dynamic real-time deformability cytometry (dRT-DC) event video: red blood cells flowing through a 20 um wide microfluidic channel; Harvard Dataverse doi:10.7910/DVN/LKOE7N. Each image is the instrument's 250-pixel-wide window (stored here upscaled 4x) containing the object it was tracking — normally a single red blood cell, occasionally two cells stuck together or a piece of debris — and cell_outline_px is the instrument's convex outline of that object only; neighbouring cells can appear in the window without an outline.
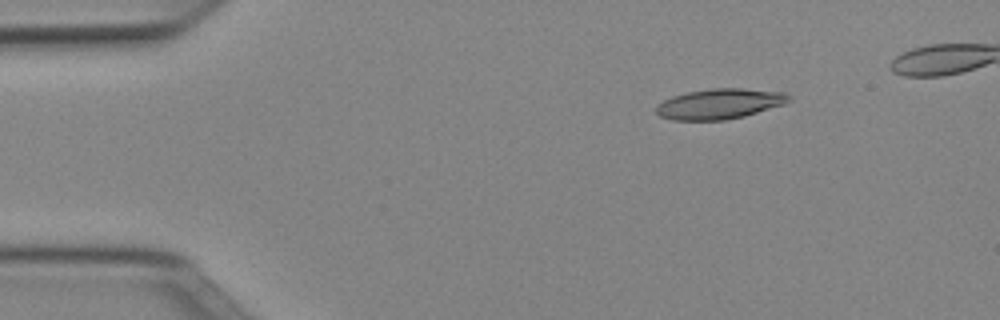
{"species": "Egyptian fruit bat (a non-hibernating species)", "species_latin": "Rousettus aegyptiacus", "temperature_condition": "cold", "stored_images_in_passage": 40, "camera_frame_rate_fps": 3000, "um_per_image_px": 0.085, "animal": {"sex": "female"}, "frame": {"image": 1, "passage_image": 1, "time_ms": 0.0, "image_size_px": [1000, 320], "cell_outline_px": [[792, 100], [784, 104], [744, 116], [724, 120], [672, 120], [660, 116], [656, 112], [656, 108], [664, 100], [672, 96], [688, 92], [712, 88], [740, 88], [784, 92], [792, 96]], "centroid_in_image_um": [61.2, 8.82], "position_along_channel_um": 23.8, "area_um2": 23.35}}
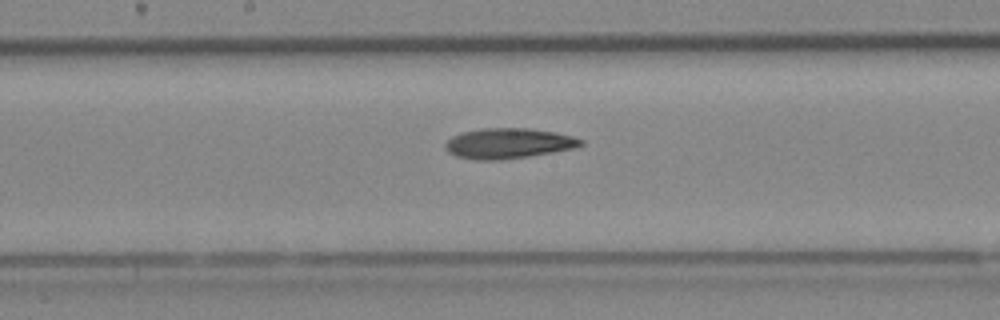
{"frame": {"image": 2, "passage_image": 20, "time_ms": 6.333, "image_size_px": [1000, 320], "cell_outline_px": [[584, 144], [576, 148], [528, 156], [500, 160], [476, 160], [456, 156], [448, 152], [444, 148], [444, 144], [452, 136], [464, 132], [480, 128], [528, 128], [556, 132], [572, 136], [584, 140]], "centroid_in_image_um": [43.22, 12.18], "position_along_channel_um": 205.0, "area_um2": 24.04}}
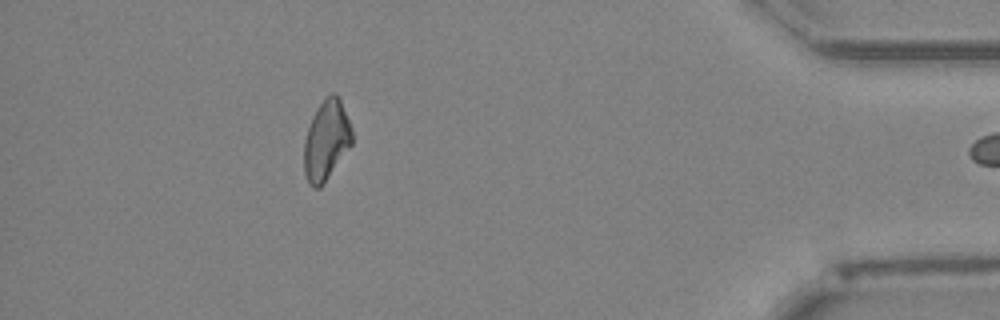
{"frame": {"image": 3, "passage_image": 39, "time_ms": 12.667, "image_size_px": [1000, 320], "cell_outline_px": [[352, 144], [324, 184], [320, 188], [312, 188], [308, 184], [304, 172], [304, 140], [312, 116], [316, 108], [332, 92], [336, 92], [340, 100], [352, 128]], "centroid_in_image_um": [27.73, 11.96], "position_along_channel_um": 407.5, "area_um2": 22.43}}